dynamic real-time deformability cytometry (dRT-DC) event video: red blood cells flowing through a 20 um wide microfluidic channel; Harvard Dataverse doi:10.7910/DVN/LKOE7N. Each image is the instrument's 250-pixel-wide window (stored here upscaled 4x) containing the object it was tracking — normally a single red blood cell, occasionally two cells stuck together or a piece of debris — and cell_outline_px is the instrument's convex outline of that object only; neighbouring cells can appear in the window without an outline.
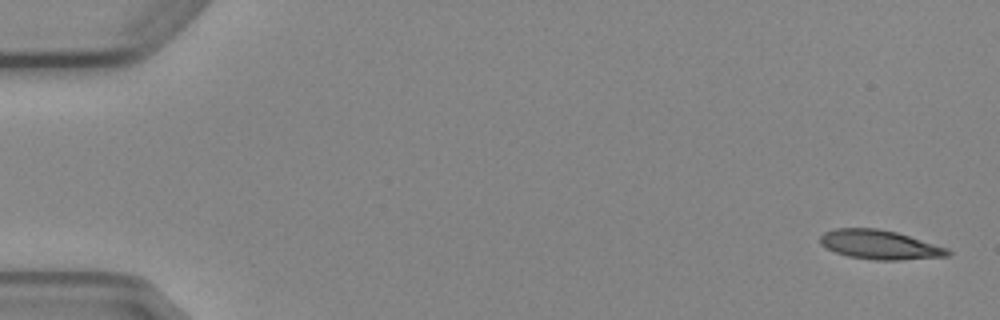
{"species": "Egyptian fruit bat (a non-hibernating species)", "species_latin": "Rousettus aegyptiacus", "temperature_condition": "cold", "stored_images_in_passage": 4, "camera_frame_rate_fps": 3000, "um_per_image_px": 0.085, "animal": {"sex": "female"}, "frame": {"image": 1, "passage_image": 1, "time_ms": 0.0, "image_size_px": [1000, 320], "cell_outline_px": [[952, 252], [948, 256], [900, 260], [876, 260], [848, 256], [836, 252], [820, 244], [820, 236], [824, 232], [836, 228], [876, 228], [896, 232], [948, 248]], "centroid_in_image_um": [74.78, 20.8], "position_along_channel_um": 10.2, "area_um2": 21.56}}
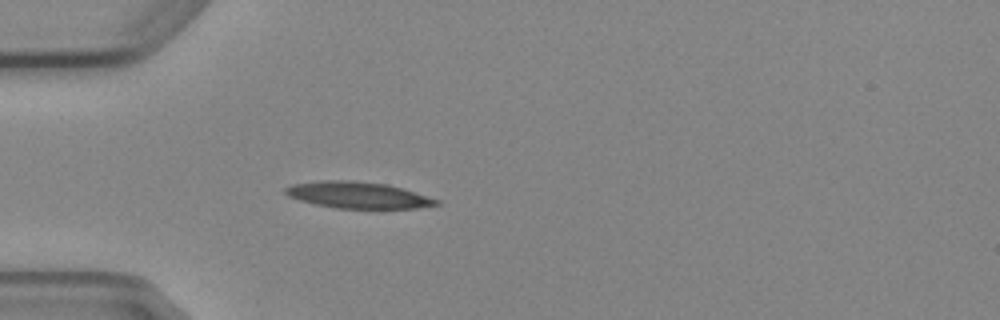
{"frame": {"image": 2, "passage_image": 4, "time_ms": 4.667, "image_size_px": [1000, 320], "cell_outline_px": [[440, 204], [416, 208], [336, 208], [316, 204], [300, 200], [288, 196], [284, 192], [284, 188], [292, 184], [320, 180], [356, 180], [388, 184], [440, 200]], "centroid_in_image_um": [30.4, 16.57], "position_along_channel_um": 54.6, "area_um2": 23.24}}